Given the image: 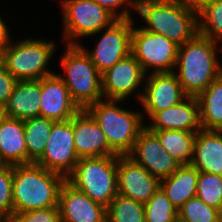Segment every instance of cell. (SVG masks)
I'll use <instances>...</instances> for the list:
<instances>
[{
  "instance_id": "31",
  "label": "cell",
  "mask_w": 222,
  "mask_h": 222,
  "mask_svg": "<svg viewBox=\"0 0 222 222\" xmlns=\"http://www.w3.org/2000/svg\"><path fill=\"white\" fill-rule=\"evenodd\" d=\"M196 197L222 212V176L199 171Z\"/></svg>"
},
{
  "instance_id": "34",
  "label": "cell",
  "mask_w": 222,
  "mask_h": 222,
  "mask_svg": "<svg viewBox=\"0 0 222 222\" xmlns=\"http://www.w3.org/2000/svg\"><path fill=\"white\" fill-rule=\"evenodd\" d=\"M16 82L17 80L6 70L0 61V111L7 104Z\"/></svg>"
},
{
  "instance_id": "37",
  "label": "cell",
  "mask_w": 222,
  "mask_h": 222,
  "mask_svg": "<svg viewBox=\"0 0 222 222\" xmlns=\"http://www.w3.org/2000/svg\"><path fill=\"white\" fill-rule=\"evenodd\" d=\"M162 1L185 4V5L194 7L196 9L199 7V0H162Z\"/></svg>"
},
{
  "instance_id": "23",
  "label": "cell",
  "mask_w": 222,
  "mask_h": 222,
  "mask_svg": "<svg viewBox=\"0 0 222 222\" xmlns=\"http://www.w3.org/2000/svg\"><path fill=\"white\" fill-rule=\"evenodd\" d=\"M199 170L192 165H180L169 177L160 180V188L177 211L196 197Z\"/></svg>"
},
{
  "instance_id": "39",
  "label": "cell",
  "mask_w": 222,
  "mask_h": 222,
  "mask_svg": "<svg viewBox=\"0 0 222 222\" xmlns=\"http://www.w3.org/2000/svg\"><path fill=\"white\" fill-rule=\"evenodd\" d=\"M205 1H208V0H199V5L200 3L205 2Z\"/></svg>"
},
{
  "instance_id": "19",
  "label": "cell",
  "mask_w": 222,
  "mask_h": 222,
  "mask_svg": "<svg viewBox=\"0 0 222 222\" xmlns=\"http://www.w3.org/2000/svg\"><path fill=\"white\" fill-rule=\"evenodd\" d=\"M153 123L145 125L148 130H179L198 132L201 130L199 102L197 97L188 96L186 101L155 112Z\"/></svg>"
},
{
  "instance_id": "24",
  "label": "cell",
  "mask_w": 222,
  "mask_h": 222,
  "mask_svg": "<svg viewBox=\"0 0 222 222\" xmlns=\"http://www.w3.org/2000/svg\"><path fill=\"white\" fill-rule=\"evenodd\" d=\"M197 99L201 128L222 131V73L197 96Z\"/></svg>"
},
{
  "instance_id": "6",
  "label": "cell",
  "mask_w": 222,
  "mask_h": 222,
  "mask_svg": "<svg viewBox=\"0 0 222 222\" xmlns=\"http://www.w3.org/2000/svg\"><path fill=\"white\" fill-rule=\"evenodd\" d=\"M117 160L118 155L79 158L66 181L107 208L118 194Z\"/></svg>"
},
{
  "instance_id": "33",
  "label": "cell",
  "mask_w": 222,
  "mask_h": 222,
  "mask_svg": "<svg viewBox=\"0 0 222 222\" xmlns=\"http://www.w3.org/2000/svg\"><path fill=\"white\" fill-rule=\"evenodd\" d=\"M12 216L18 222H61L58 206L15 213Z\"/></svg>"
},
{
  "instance_id": "32",
  "label": "cell",
  "mask_w": 222,
  "mask_h": 222,
  "mask_svg": "<svg viewBox=\"0 0 222 222\" xmlns=\"http://www.w3.org/2000/svg\"><path fill=\"white\" fill-rule=\"evenodd\" d=\"M13 166H0V218L13 215Z\"/></svg>"
},
{
  "instance_id": "30",
  "label": "cell",
  "mask_w": 222,
  "mask_h": 222,
  "mask_svg": "<svg viewBox=\"0 0 222 222\" xmlns=\"http://www.w3.org/2000/svg\"><path fill=\"white\" fill-rule=\"evenodd\" d=\"M180 222H222V212L194 197L178 210Z\"/></svg>"
},
{
  "instance_id": "8",
  "label": "cell",
  "mask_w": 222,
  "mask_h": 222,
  "mask_svg": "<svg viewBox=\"0 0 222 222\" xmlns=\"http://www.w3.org/2000/svg\"><path fill=\"white\" fill-rule=\"evenodd\" d=\"M178 48L179 45L161 34L140 27L132 29L131 54L145 74H148L149 67H153L154 73L174 72Z\"/></svg>"
},
{
  "instance_id": "1",
  "label": "cell",
  "mask_w": 222,
  "mask_h": 222,
  "mask_svg": "<svg viewBox=\"0 0 222 222\" xmlns=\"http://www.w3.org/2000/svg\"><path fill=\"white\" fill-rule=\"evenodd\" d=\"M66 179L58 173L28 163L13 166V214L58 205V196Z\"/></svg>"
},
{
  "instance_id": "10",
  "label": "cell",
  "mask_w": 222,
  "mask_h": 222,
  "mask_svg": "<svg viewBox=\"0 0 222 222\" xmlns=\"http://www.w3.org/2000/svg\"><path fill=\"white\" fill-rule=\"evenodd\" d=\"M78 160L74 147L72 118L54 122L46 148L35 163L66 179L73 172Z\"/></svg>"
},
{
  "instance_id": "16",
  "label": "cell",
  "mask_w": 222,
  "mask_h": 222,
  "mask_svg": "<svg viewBox=\"0 0 222 222\" xmlns=\"http://www.w3.org/2000/svg\"><path fill=\"white\" fill-rule=\"evenodd\" d=\"M61 222H107L106 207L65 181L59 191Z\"/></svg>"
},
{
  "instance_id": "27",
  "label": "cell",
  "mask_w": 222,
  "mask_h": 222,
  "mask_svg": "<svg viewBox=\"0 0 222 222\" xmlns=\"http://www.w3.org/2000/svg\"><path fill=\"white\" fill-rule=\"evenodd\" d=\"M197 11L198 16L204 18V21L198 20L199 34L212 39L214 42L222 41V0L202 2Z\"/></svg>"
},
{
  "instance_id": "22",
  "label": "cell",
  "mask_w": 222,
  "mask_h": 222,
  "mask_svg": "<svg viewBox=\"0 0 222 222\" xmlns=\"http://www.w3.org/2000/svg\"><path fill=\"white\" fill-rule=\"evenodd\" d=\"M190 165L200 172L222 176V131L201 129L197 132Z\"/></svg>"
},
{
  "instance_id": "13",
  "label": "cell",
  "mask_w": 222,
  "mask_h": 222,
  "mask_svg": "<svg viewBox=\"0 0 222 222\" xmlns=\"http://www.w3.org/2000/svg\"><path fill=\"white\" fill-rule=\"evenodd\" d=\"M160 180L128 155H118V194L145 204L159 189Z\"/></svg>"
},
{
  "instance_id": "29",
  "label": "cell",
  "mask_w": 222,
  "mask_h": 222,
  "mask_svg": "<svg viewBox=\"0 0 222 222\" xmlns=\"http://www.w3.org/2000/svg\"><path fill=\"white\" fill-rule=\"evenodd\" d=\"M146 222H177L178 211L164 191L159 189L144 204Z\"/></svg>"
},
{
  "instance_id": "4",
  "label": "cell",
  "mask_w": 222,
  "mask_h": 222,
  "mask_svg": "<svg viewBox=\"0 0 222 222\" xmlns=\"http://www.w3.org/2000/svg\"><path fill=\"white\" fill-rule=\"evenodd\" d=\"M119 102L121 100L102 99L85 110L102 129L109 147L117 155H128L145 125L140 112L124 110L116 106Z\"/></svg>"
},
{
  "instance_id": "26",
  "label": "cell",
  "mask_w": 222,
  "mask_h": 222,
  "mask_svg": "<svg viewBox=\"0 0 222 222\" xmlns=\"http://www.w3.org/2000/svg\"><path fill=\"white\" fill-rule=\"evenodd\" d=\"M54 122L43 117L24 120L27 164L35 163L42 156Z\"/></svg>"
},
{
  "instance_id": "28",
  "label": "cell",
  "mask_w": 222,
  "mask_h": 222,
  "mask_svg": "<svg viewBox=\"0 0 222 222\" xmlns=\"http://www.w3.org/2000/svg\"><path fill=\"white\" fill-rule=\"evenodd\" d=\"M107 222H146L144 204L117 194L106 208Z\"/></svg>"
},
{
  "instance_id": "15",
  "label": "cell",
  "mask_w": 222,
  "mask_h": 222,
  "mask_svg": "<svg viewBox=\"0 0 222 222\" xmlns=\"http://www.w3.org/2000/svg\"><path fill=\"white\" fill-rule=\"evenodd\" d=\"M140 63L130 54L102 73V95L108 100L123 101L145 79Z\"/></svg>"
},
{
  "instance_id": "21",
  "label": "cell",
  "mask_w": 222,
  "mask_h": 222,
  "mask_svg": "<svg viewBox=\"0 0 222 222\" xmlns=\"http://www.w3.org/2000/svg\"><path fill=\"white\" fill-rule=\"evenodd\" d=\"M24 121L0 115V163L27 164Z\"/></svg>"
},
{
  "instance_id": "11",
  "label": "cell",
  "mask_w": 222,
  "mask_h": 222,
  "mask_svg": "<svg viewBox=\"0 0 222 222\" xmlns=\"http://www.w3.org/2000/svg\"><path fill=\"white\" fill-rule=\"evenodd\" d=\"M132 25L131 19H117L104 29L93 51L85 50L101 74L131 54Z\"/></svg>"
},
{
  "instance_id": "9",
  "label": "cell",
  "mask_w": 222,
  "mask_h": 222,
  "mask_svg": "<svg viewBox=\"0 0 222 222\" xmlns=\"http://www.w3.org/2000/svg\"><path fill=\"white\" fill-rule=\"evenodd\" d=\"M61 4L65 24L64 38L70 40L67 42L69 44H78L72 39L92 36L117 20L94 0H62Z\"/></svg>"
},
{
  "instance_id": "25",
  "label": "cell",
  "mask_w": 222,
  "mask_h": 222,
  "mask_svg": "<svg viewBox=\"0 0 222 222\" xmlns=\"http://www.w3.org/2000/svg\"><path fill=\"white\" fill-rule=\"evenodd\" d=\"M179 165H190L197 132L179 130H149Z\"/></svg>"
},
{
  "instance_id": "7",
  "label": "cell",
  "mask_w": 222,
  "mask_h": 222,
  "mask_svg": "<svg viewBox=\"0 0 222 222\" xmlns=\"http://www.w3.org/2000/svg\"><path fill=\"white\" fill-rule=\"evenodd\" d=\"M55 46L54 42L43 39L27 38L17 44L10 41L0 54V61L17 81L39 80L54 74L46 66Z\"/></svg>"
},
{
  "instance_id": "17",
  "label": "cell",
  "mask_w": 222,
  "mask_h": 222,
  "mask_svg": "<svg viewBox=\"0 0 222 222\" xmlns=\"http://www.w3.org/2000/svg\"><path fill=\"white\" fill-rule=\"evenodd\" d=\"M74 147L78 158L117 155L108 145L95 119L84 109L72 117Z\"/></svg>"
},
{
  "instance_id": "12",
  "label": "cell",
  "mask_w": 222,
  "mask_h": 222,
  "mask_svg": "<svg viewBox=\"0 0 222 222\" xmlns=\"http://www.w3.org/2000/svg\"><path fill=\"white\" fill-rule=\"evenodd\" d=\"M145 90L138 94L143 108L151 117L155 112L165 110L186 100L188 95L183 91L174 72L145 75Z\"/></svg>"
},
{
  "instance_id": "14",
  "label": "cell",
  "mask_w": 222,
  "mask_h": 222,
  "mask_svg": "<svg viewBox=\"0 0 222 222\" xmlns=\"http://www.w3.org/2000/svg\"><path fill=\"white\" fill-rule=\"evenodd\" d=\"M128 156L159 180L169 177L180 166L161 145L158 137L146 127L140 132Z\"/></svg>"
},
{
  "instance_id": "5",
  "label": "cell",
  "mask_w": 222,
  "mask_h": 222,
  "mask_svg": "<svg viewBox=\"0 0 222 222\" xmlns=\"http://www.w3.org/2000/svg\"><path fill=\"white\" fill-rule=\"evenodd\" d=\"M65 52L61 63L66 77H59L64 81L72 101L84 110L102 100V74L79 44H68Z\"/></svg>"
},
{
  "instance_id": "2",
  "label": "cell",
  "mask_w": 222,
  "mask_h": 222,
  "mask_svg": "<svg viewBox=\"0 0 222 222\" xmlns=\"http://www.w3.org/2000/svg\"><path fill=\"white\" fill-rule=\"evenodd\" d=\"M216 44L198 33L179 46L176 62L179 72L175 74L188 96L197 97L222 73V66L216 58Z\"/></svg>"
},
{
  "instance_id": "36",
  "label": "cell",
  "mask_w": 222,
  "mask_h": 222,
  "mask_svg": "<svg viewBox=\"0 0 222 222\" xmlns=\"http://www.w3.org/2000/svg\"><path fill=\"white\" fill-rule=\"evenodd\" d=\"M7 29V25L0 16V54L10 42V33H8Z\"/></svg>"
},
{
  "instance_id": "18",
  "label": "cell",
  "mask_w": 222,
  "mask_h": 222,
  "mask_svg": "<svg viewBox=\"0 0 222 222\" xmlns=\"http://www.w3.org/2000/svg\"><path fill=\"white\" fill-rule=\"evenodd\" d=\"M40 117L53 121L71 119L80 109L72 101L64 81L58 74L40 79Z\"/></svg>"
},
{
  "instance_id": "3",
  "label": "cell",
  "mask_w": 222,
  "mask_h": 222,
  "mask_svg": "<svg viewBox=\"0 0 222 222\" xmlns=\"http://www.w3.org/2000/svg\"><path fill=\"white\" fill-rule=\"evenodd\" d=\"M136 12L149 24L143 29L161 34L179 46L199 33L198 11L194 7L162 0H137Z\"/></svg>"
},
{
  "instance_id": "20",
  "label": "cell",
  "mask_w": 222,
  "mask_h": 222,
  "mask_svg": "<svg viewBox=\"0 0 222 222\" xmlns=\"http://www.w3.org/2000/svg\"><path fill=\"white\" fill-rule=\"evenodd\" d=\"M40 79L18 80L1 114L20 120L40 117Z\"/></svg>"
},
{
  "instance_id": "35",
  "label": "cell",
  "mask_w": 222,
  "mask_h": 222,
  "mask_svg": "<svg viewBox=\"0 0 222 222\" xmlns=\"http://www.w3.org/2000/svg\"><path fill=\"white\" fill-rule=\"evenodd\" d=\"M99 6L105 8L110 12L116 19H131L129 10L124 9L121 12H117V8H120L126 3L131 4L132 8L136 10L137 0H94ZM128 2V3H127ZM117 12V13H116Z\"/></svg>"
},
{
  "instance_id": "38",
  "label": "cell",
  "mask_w": 222,
  "mask_h": 222,
  "mask_svg": "<svg viewBox=\"0 0 222 222\" xmlns=\"http://www.w3.org/2000/svg\"><path fill=\"white\" fill-rule=\"evenodd\" d=\"M0 222H18L12 215L0 218Z\"/></svg>"
}]
</instances>
